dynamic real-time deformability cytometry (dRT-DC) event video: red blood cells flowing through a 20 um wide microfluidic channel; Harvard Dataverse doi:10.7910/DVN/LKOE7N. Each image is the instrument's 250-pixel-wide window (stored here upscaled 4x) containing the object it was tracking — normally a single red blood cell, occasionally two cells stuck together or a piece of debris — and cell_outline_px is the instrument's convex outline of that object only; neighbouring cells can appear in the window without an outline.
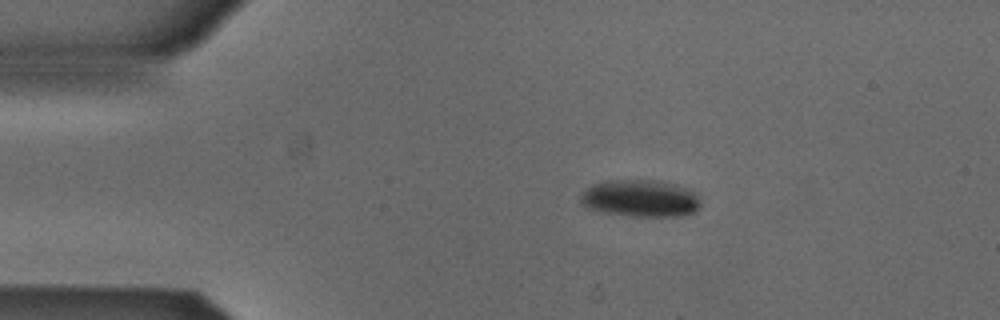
{"species": "Egyptian fruit bat (a non-hibernating species)", "species_latin": "Rousettus aegyptiacus", "temperature_condition": "cold", "stored_images_in_passage": 4, "segment_of_instrument_passage": [1, 2], "camera_frame_rate_fps": 3000, "um_per_image_px": 0.085, "animal": {"sex": "male"}, "frame": {"image": 1, "passage_image": 2, "time_ms": 0.333, "image_size_px": [1000, 320], "cell_outline_px": [[700, 204], [696, 212], [684, 216], [632, 216], [600, 212], [588, 208], [580, 204], [580, 192], [592, 184], [604, 180], [656, 180], [676, 184], [696, 192]], "centroid_in_image_um": [54.4, 16.86], "position_along_channel_um": 30.6, "area_um2": 26.41}}